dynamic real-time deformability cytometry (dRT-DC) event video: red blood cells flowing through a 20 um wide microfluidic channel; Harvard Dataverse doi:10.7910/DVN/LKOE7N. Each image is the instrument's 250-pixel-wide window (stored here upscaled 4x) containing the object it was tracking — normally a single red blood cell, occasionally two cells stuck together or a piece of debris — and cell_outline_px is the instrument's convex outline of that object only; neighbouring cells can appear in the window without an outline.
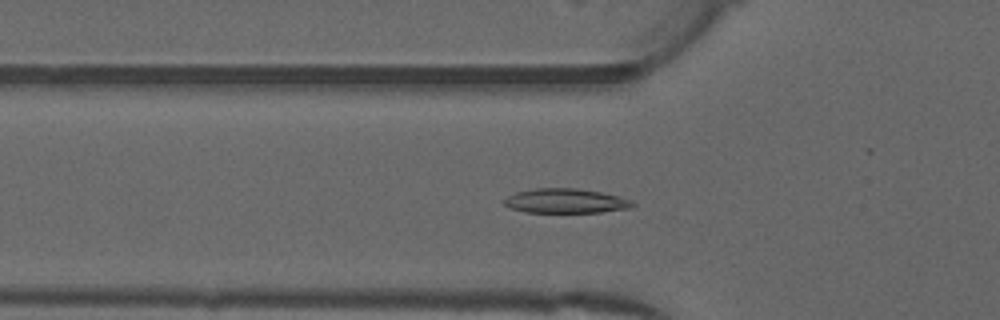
{"species": "common noctule bat (a hibernating species)", "species_latin": "Nyctalus noctula", "temperature_condition": "warm", "stored_images_in_passage": 29, "camera_frame_rate_fps": 3000, "um_per_image_px": 0.085, "animal": {"sex": "male", "forearm_length_mm": 52.5}, "frame": {"image": 1, "passage_image": 18, "time_ms": 5.667, "image_size_px": [1000, 320], "cell_outline_px": [[636, 204], [632, 208], [600, 212], [524, 212], [508, 208], [504, 204], [504, 200], [508, 196], [516, 192], [536, 188], [576, 188], [600, 192], [632, 200]], "centroid_in_image_um": [48.07, 17.08], "position_along_channel_um": 77.7, "area_um2": 18.32}}
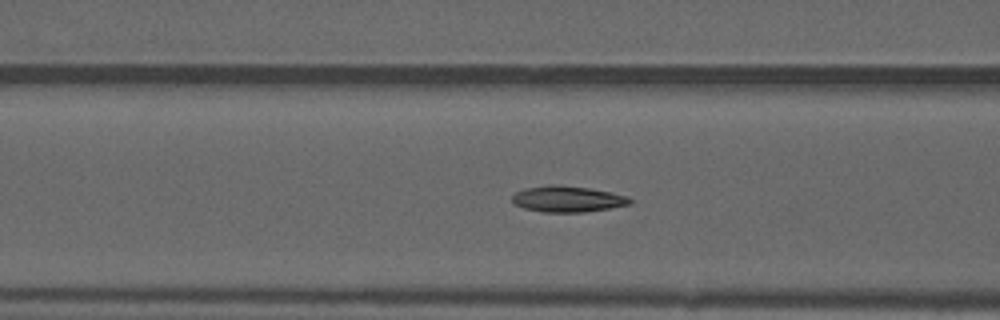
{"frame": {"image": 2, "passage_image": 21, "time_ms": 6.667, "image_size_px": [1000, 320], "cell_outline_px": [[632, 204], [584, 212], [540, 212], [524, 208], [512, 204], [512, 196], [516, 192], [524, 188], [548, 184], [556, 184], [588, 188], [628, 196], [632, 200]], "centroid_in_image_um": [48.19, 16.91], "position_along_channel_um": 118.4, "area_um2": 17.98}}
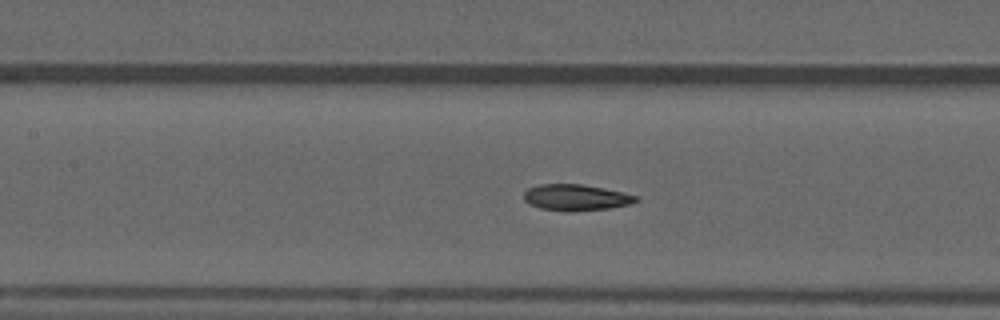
{"frame": {"image": 3, "passage_image": 24, "time_ms": 7.667, "image_size_px": [1000, 320], "cell_outline_px": [[640, 200], [632, 204], [608, 208], [568, 212], [564, 212], [540, 208], [528, 204], [524, 200], [524, 192], [528, 188], [540, 184], [580, 184], [604, 188], [636, 196]], "centroid_in_image_um": [48.92, 16.79], "position_along_channel_um": 158.5, "area_um2": 17.17}}